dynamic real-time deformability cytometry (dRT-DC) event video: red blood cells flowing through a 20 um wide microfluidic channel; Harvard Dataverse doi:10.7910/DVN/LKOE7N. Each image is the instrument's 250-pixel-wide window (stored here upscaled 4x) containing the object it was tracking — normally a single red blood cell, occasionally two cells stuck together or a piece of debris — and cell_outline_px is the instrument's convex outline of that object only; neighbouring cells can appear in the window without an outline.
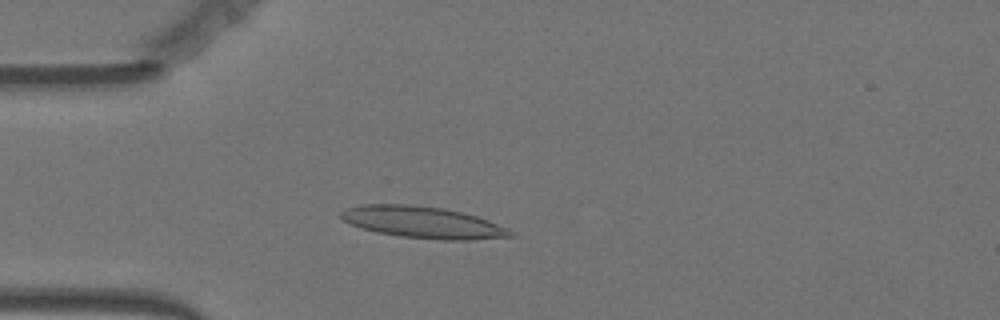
{"species": "Egyptian fruit bat (a non-hibernating species)", "species_latin": "Rousettus aegyptiacus", "temperature_condition": "warm", "stored_images_in_passage": 54, "camera_frame_rate_fps": 3000, "um_per_image_px": 0.085, "animal": {"sex": "female"}, "frame": {"image": 1, "passage_image": 13, "time_ms": 4.0, "image_size_px": [1000, 320], "cell_outline_px": [[516, 236], [468, 240], [440, 240], [400, 236], [376, 232], [360, 228], [344, 220], [340, 216], [340, 212], [348, 208], [360, 204], [408, 204], [444, 208], [476, 216], [488, 220], [508, 228], [516, 232]], "centroid_in_image_um": [35.97, 18.9], "position_along_channel_um": 49.0, "area_um2": 31.33}}
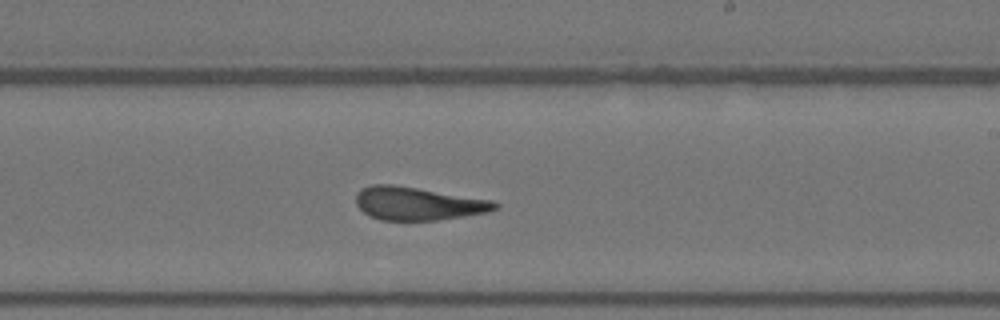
{"frame": {"image": 2, "passage_image": 31, "time_ms": 10.0, "image_size_px": [1000, 320], "cell_outline_px": [[500, 204], [496, 208], [488, 212], [464, 216], [436, 220], [380, 220], [364, 212], [356, 204], [356, 192], [360, 188], [372, 184], [392, 184], [492, 200]], "centroid_in_image_um": [35.5, 17.29], "position_along_channel_um": 253.5, "area_um2": 26.7}}
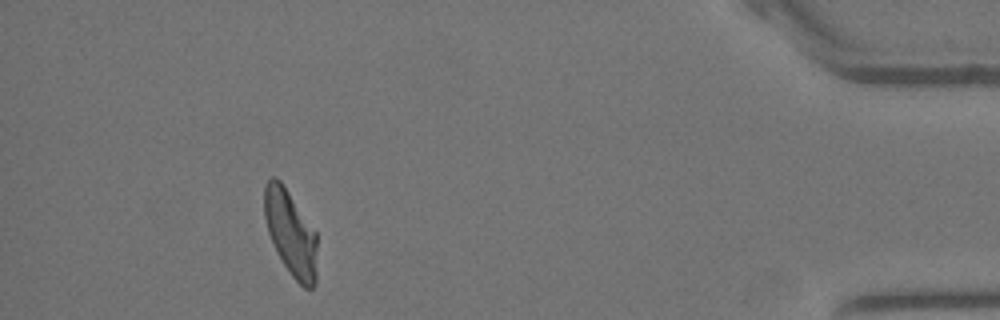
{"frame": {"image": 3, "passage_image": 49, "time_ms": 16.0, "image_size_px": [1000, 320], "cell_outline_px": [[316, 280], [312, 288], [304, 288], [292, 276], [284, 264], [268, 232], [264, 216], [264, 184], [272, 176], [276, 176], [280, 180], [316, 232]], "centroid_in_image_um": [24.7, 19.78], "position_along_channel_um": 410.5, "area_um2": 25.84}, "authors_computed_cell_mechanics": {"area_um2": 27.3972, "velocity_mm_per_s": 3.598, "shape_relaxation_time_tau1_ms": 11.3935, "shape_relaxation_time_tau2_ms": 2.2415, "deformation_change_tau1": 0.3193, "deformation_change_tau2": 0.117}}